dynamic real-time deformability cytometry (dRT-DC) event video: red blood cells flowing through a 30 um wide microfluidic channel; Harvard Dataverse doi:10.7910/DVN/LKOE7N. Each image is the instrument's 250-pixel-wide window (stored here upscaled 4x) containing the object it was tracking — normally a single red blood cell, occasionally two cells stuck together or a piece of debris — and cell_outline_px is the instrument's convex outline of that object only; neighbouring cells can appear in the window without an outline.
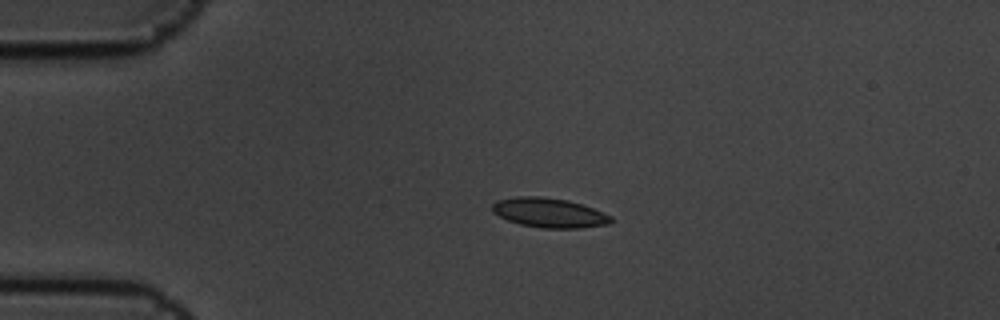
{"species": "common noctule bat (a hibernating species)", "species_latin": "Nyctalus noctula", "temperature_condition": "cold", "stored_images_in_passage": 4, "camera_frame_rate_fps": 3000, "um_per_image_px": 0.085, "animal": {"sex": "male", "body_mass_g": 19.5, "forearm_length_mm": 54.6}, "frame": {"image": 1, "passage_image": 3, "time_ms": 0.667, "image_size_px": [1000, 320], "cell_outline_px": [[612, 224], [580, 228], [540, 228], [520, 224], [508, 220], [492, 212], [492, 204], [496, 200], [516, 196], [540, 196], [568, 200], [584, 204], [604, 212], [612, 216]], "centroid_in_image_um": [46.71, 18.08], "position_along_channel_um": 38.3, "area_um2": 20.75}}